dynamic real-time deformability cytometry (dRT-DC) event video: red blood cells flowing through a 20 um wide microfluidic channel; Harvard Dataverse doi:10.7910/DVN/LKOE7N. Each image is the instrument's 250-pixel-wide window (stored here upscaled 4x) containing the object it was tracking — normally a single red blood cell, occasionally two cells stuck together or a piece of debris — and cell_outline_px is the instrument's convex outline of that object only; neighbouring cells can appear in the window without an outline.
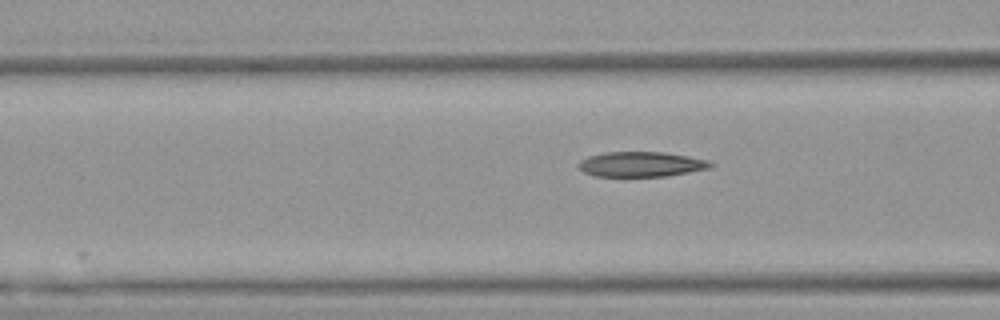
{"species": "Egyptian fruit bat (a non-hibernating species)", "species_latin": "Rousettus aegyptiacus", "temperature_condition": "warm", "stored_images_in_passage": 5, "camera_frame_rate_fps": 3000, "um_per_image_px": 0.085, "animal": {"sex": "female"}, "frame": {"image": 1, "passage_image": 5, "time_ms": 1.333, "image_size_px": [1000, 320], "cell_outline_px": [[716, 164], [712, 168], [668, 176], [596, 176], [584, 172], [576, 164], [580, 160], [588, 156], [604, 152], [664, 152], [688, 156], [708, 160]], "centroid_in_image_um": [54.53, 13.96], "position_along_channel_um": 112.1, "area_um2": 19.42}}